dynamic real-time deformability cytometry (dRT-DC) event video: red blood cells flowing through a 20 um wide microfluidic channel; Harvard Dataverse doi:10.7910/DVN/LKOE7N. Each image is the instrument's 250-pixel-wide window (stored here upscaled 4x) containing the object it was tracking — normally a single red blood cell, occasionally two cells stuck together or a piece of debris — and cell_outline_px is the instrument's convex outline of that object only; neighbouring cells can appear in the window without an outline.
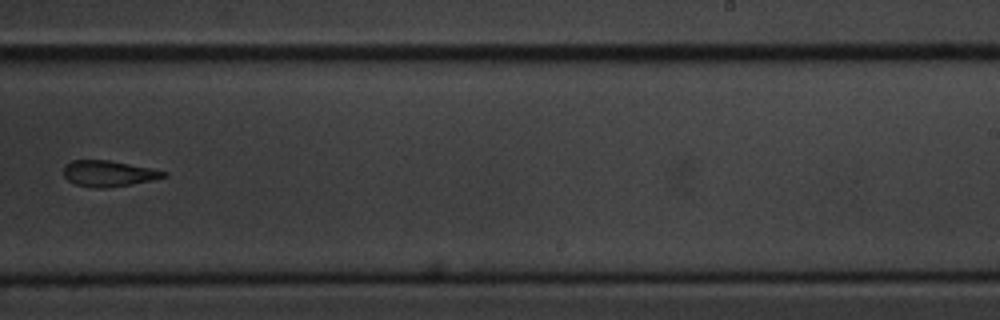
{"species": "common noctule bat (a hibernating species)", "species_latin": "Nyctalus noctula", "temperature_condition": "cold", "stored_images_in_passage": 12, "camera_frame_rate_fps": 3000, "um_per_image_px": 0.085, "animal": {"sex": "male", "body_mass_g": 20.1, "forearm_length_mm": 53.5}, "frame": {"image": 1, "passage_image": 7, "time_ms": 8.0, "image_size_px": [1000, 320], "cell_outline_px": [[168, 176], [152, 180], [132, 184], [104, 188], [96, 188], [76, 184], [68, 180], [64, 176], [64, 164], [72, 160], [108, 160], [152, 168], [168, 172]], "centroid_in_image_um": [9.24, 14.74], "position_along_channel_um": 279.8, "area_um2": 15.14}}
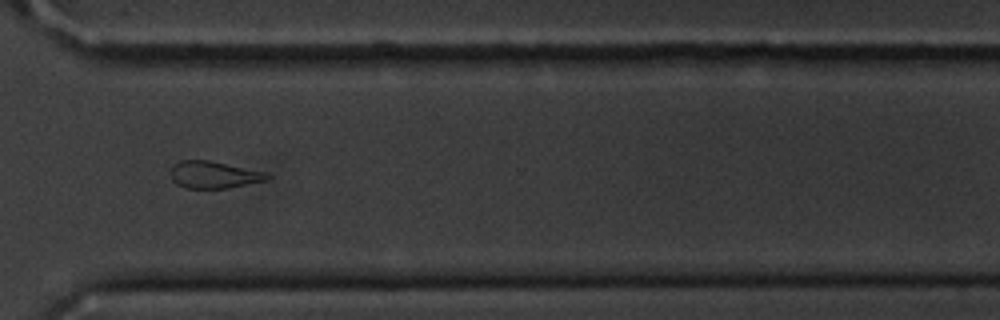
{"frame": {"image": 2, "passage_image": 9, "time_ms": 10.0, "image_size_px": [1000, 320], "cell_outline_px": [[272, 176], [268, 180], [228, 188], [184, 188], [176, 184], [172, 180], [168, 172], [180, 160], [208, 160], [264, 172]], "centroid_in_image_um": [18.14, 14.86], "position_along_channel_um": 352.5, "area_um2": 15.2}}
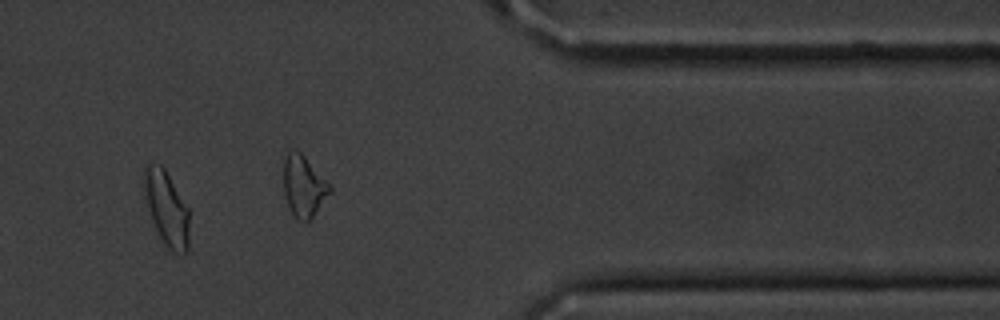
{"frame": {"image": 3, "passage_image": 10, "time_ms": 11.333, "image_size_px": [1000, 320], "cell_outline_px": [[188, 252], [172, 252], [164, 248], [160, 240], [152, 220], [144, 196], [140, 180], [144, 168], [148, 160], [160, 164], [164, 168], [188, 208]], "centroid_in_image_um": [14.08, 17.66], "position_along_channel_um": 397.3, "area_um2": 20.17}}